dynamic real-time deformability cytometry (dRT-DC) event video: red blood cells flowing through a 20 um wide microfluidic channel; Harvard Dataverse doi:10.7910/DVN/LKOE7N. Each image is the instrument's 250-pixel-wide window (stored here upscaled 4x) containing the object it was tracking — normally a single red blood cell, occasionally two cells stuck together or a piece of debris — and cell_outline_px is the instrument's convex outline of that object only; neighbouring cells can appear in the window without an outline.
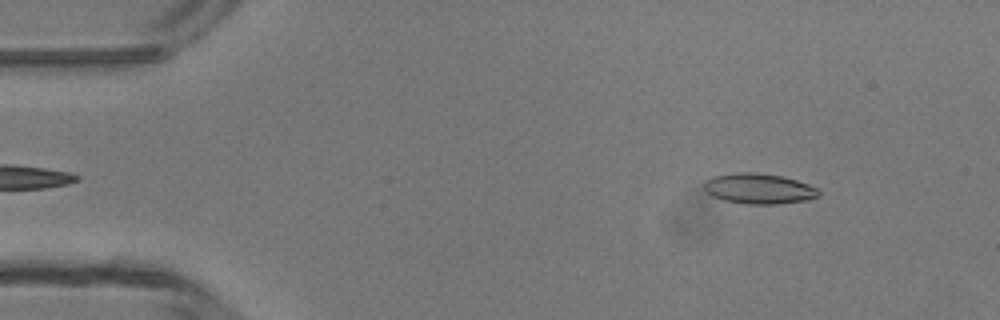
{"species": "common noctule bat (a hibernating species)", "species_latin": "Nyctalus noctula", "temperature_condition": "room temperature", "stored_images_in_passage": 47, "camera_frame_rate_fps": 3000, "um_per_image_px": 0.085, "animal": {"sex": "male", "body_mass_g": 13.3}, "frame": {"image": 1, "passage_image": 5, "time_ms": 1.333, "image_size_px": [1000, 320], "cell_outline_px": [[820, 196], [804, 200], [776, 204], [748, 204], [724, 200], [712, 196], [704, 192], [704, 180], [712, 176], [736, 172], [752, 172], [780, 176], [796, 180], [808, 184], [816, 188], [820, 192]], "centroid_in_image_um": [64.45, 16.03], "position_along_channel_um": 20.6, "area_um2": 20.29}}
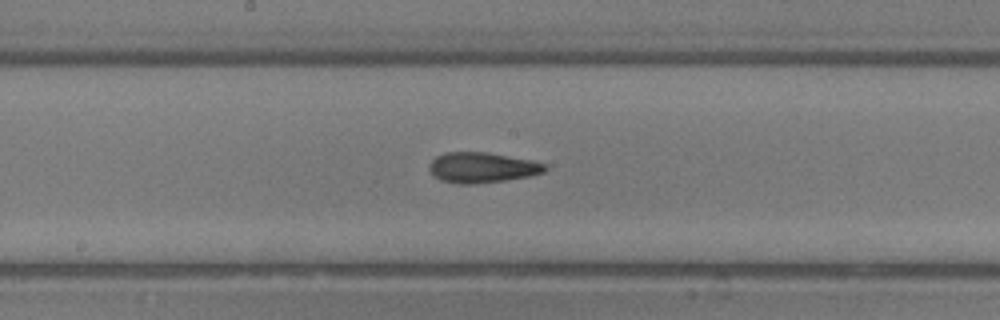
{"frame": {"image": 2, "passage_image": 24, "time_ms": 7.667, "image_size_px": [1000, 320], "cell_outline_px": [[548, 168], [544, 172], [528, 176], [504, 180], [472, 184], [456, 184], [440, 180], [428, 168], [428, 164], [436, 156], [444, 152], [488, 152], [532, 160], [544, 164]], "centroid_in_image_um": [40.95, 14.23], "position_along_channel_um": 207.2, "area_um2": 20.46}}
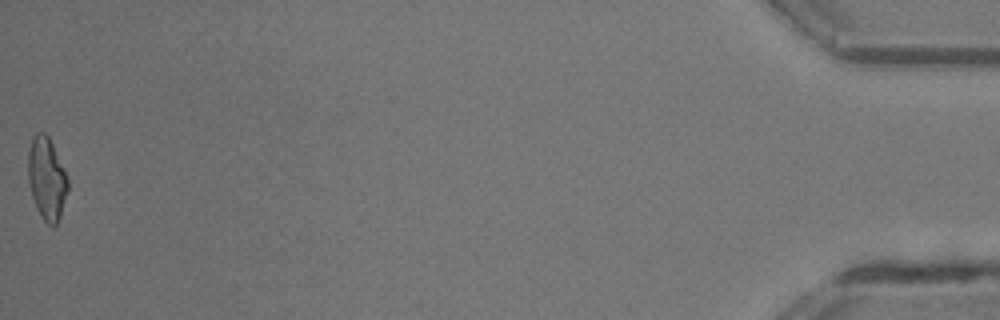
{"frame": {"image": 3, "passage_image": 47, "time_ms": 15.333, "image_size_px": [1000, 320], "cell_outline_px": [[68, 188], [60, 216], [56, 224], [52, 228], [44, 220], [36, 208], [32, 196], [28, 180], [28, 152], [32, 136], [36, 132], [44, 132], [48, 136], [68, 176]], "centroid_in_image_um": [3.96, 15.17], "position_along_channel_um": 431.2, "area_um2": 19.07}, "authors_computed_cell_mechanics": {"area_um2": 19.7676, "velocity_mm_per_s": 4.2909, "shape_relaxation_time_tau1_ms": null, "shape_relaxation_time_tau2_ms": 3.809, "deformation_change_tau1": null, "deformation_change_tau2": 0.1449}}